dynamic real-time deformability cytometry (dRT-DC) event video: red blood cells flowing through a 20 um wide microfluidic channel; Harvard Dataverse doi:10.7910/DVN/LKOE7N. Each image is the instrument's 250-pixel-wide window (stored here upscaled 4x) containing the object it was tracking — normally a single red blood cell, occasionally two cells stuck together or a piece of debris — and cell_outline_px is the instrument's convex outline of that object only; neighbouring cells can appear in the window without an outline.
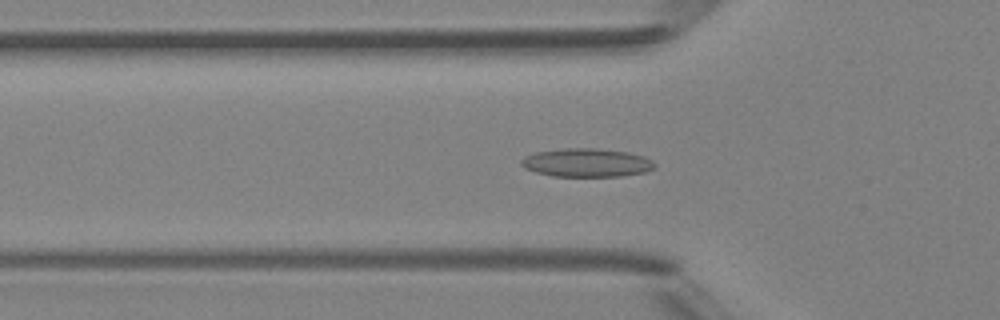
{"species": "Egyptian fruit bat (a non-hibernating species)", "species_latin": "Rousettus aegyptiacus", "temperature_condition": "room temperature", "stored_images_in_passage": 48, "camera_frame_rate_fps": 3000, "um_per_image_px": 0.085, "animal": {"sex": "female"}, "frame": {"image": 1, "passage_image": 16, "time_ms": 5.0, "image_size_px": [1000, 320], "cell_outline_px": [[656, 168], [644, 172], [624, 176], [552, 176], [536, 172], [524, 168], [520, 164], [520, 160], [524, 156], [536, 152], [564, 148], [592, 148], [628, 152], [644, 156], [652, 160], [656, 164]], "centroid_in_image_um": [49.87, 13.83], "position_along_channel_um": 75.9, "area_um2": 22.25}}
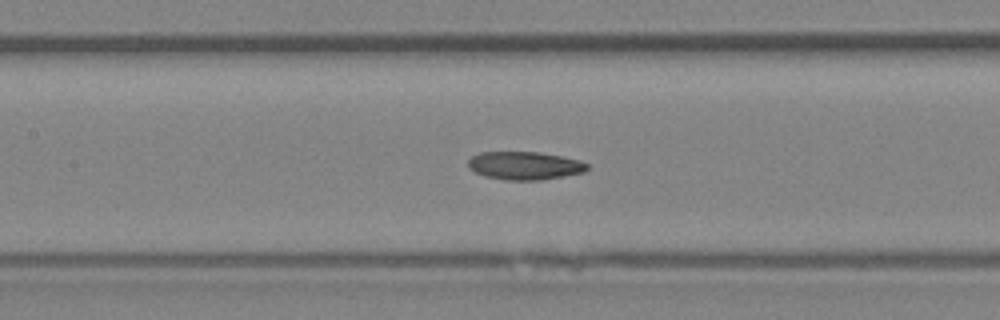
{"frame": {"image": 2, "passage_image": 22, "time_ms": 7.0, "image_size_px": [1000, 320], "cell_outline_px": [[588, 168], [584, 172], [540, 180], [504, 180], [484, 176], [468, 168], [468, 160], [472, 156], [480, 152], [536, 152], [560, 156], [580, 160], [588, 164]], "centroid_in_image_um": [44.57, 14.08], "position_along_channel_um": 162.8, "area_um2": 19.42}}
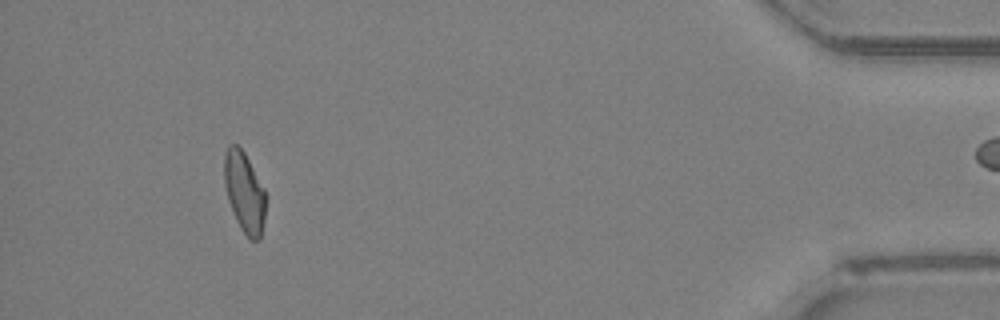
{"frame": {"image": 3, "passage_image": 44, "time_ms": 14.333, "image_size_px": [1000, 320], "cell_outline_px": [[264, 220], [260, 240], [252, 240], [240, 228], [232, 212], [228, 200], [224, 184], [224, 152], [228, 144], [236, 144], [244, 152], [264, 188]], "centroid_in_image_um": [20.74, 16.31], "position_along_channel_um": 414.5, "area_um2": 19.31}, "authors_computed_cell_mechanics": {"area_um2": 19.7098, "velocity_mm_per_s": 4.3406, "shape_relaxation_time_tau1_ms": null, "shape_relaxation_time_tau2_ms": 2.315, "deformation_change_tau1": null, "deformation_change_tau2": 0.0857}}